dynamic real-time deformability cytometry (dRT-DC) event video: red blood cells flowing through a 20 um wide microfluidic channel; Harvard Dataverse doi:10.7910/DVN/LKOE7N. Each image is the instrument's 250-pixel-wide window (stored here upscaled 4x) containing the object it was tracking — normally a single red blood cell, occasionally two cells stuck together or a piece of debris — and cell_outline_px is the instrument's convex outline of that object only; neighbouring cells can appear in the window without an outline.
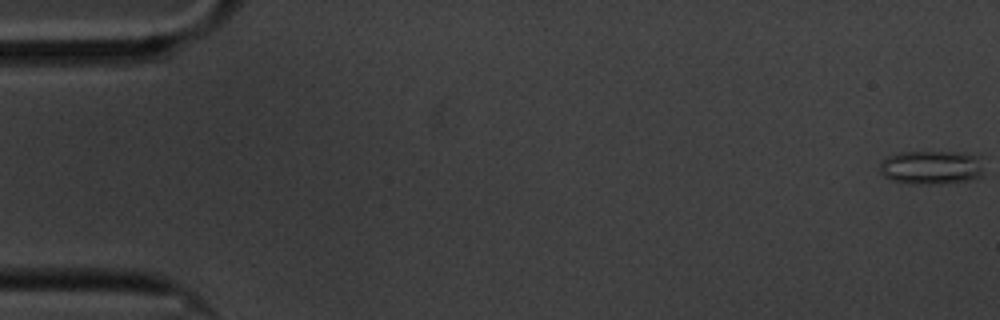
{"species": "common noctule bat (a hibernating species)", "species_latin": "Nyctalus noctula", "temperature_condition": "cold", "stored_images_in_passage": 60, "camera_frame_rate_fps": 3000, "um_per_image_px": 0.085, "animal": {"sex": "male", "body_mass_g": 20.1, "forearm_length_mm": 53.5}, "frame": {"image": 1, "passage_image": 1, "time_ms": 0.0, "image_size_px": [1000, 320], "cell_outline_px": [[984, 172], [980, 176], [968, 180], [940, 184], [908, 184], [892, 180], [884, 176], [880, 172], [880, 164], [888, 156], [900, 152], [968, 152], [980, 156]], "centroid_in_image_um": [79.2, 14.23], "position_along_channel_um": 5.8, "area_um2": 20.81}}
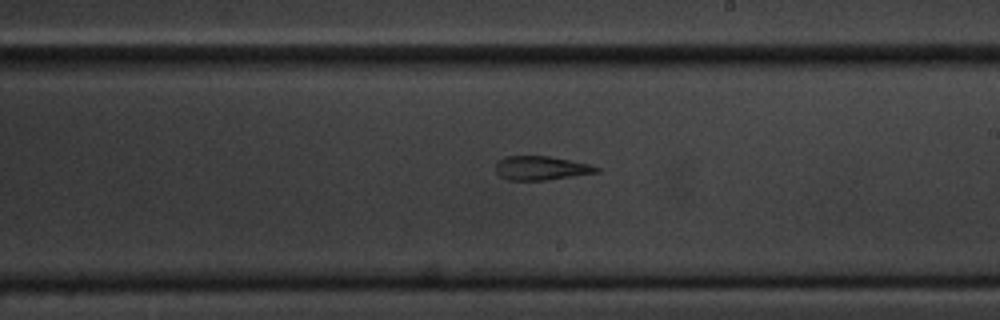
{"frame": {"image": 2, "passage_image": 35, "time_ms": 11.333, "image_size_px": [1000, 320], "cell_outline_px": [[600, 172], [544, 180], [508, 180], [500, 176], [496, 172], [496, 160], [504, 156], [548, 156], [592, 164], [600, 168]], "centroid_in_image_um": [45.98, 14.28], "position_along_channel_um": 243.0, "area_um2": 14.16}}
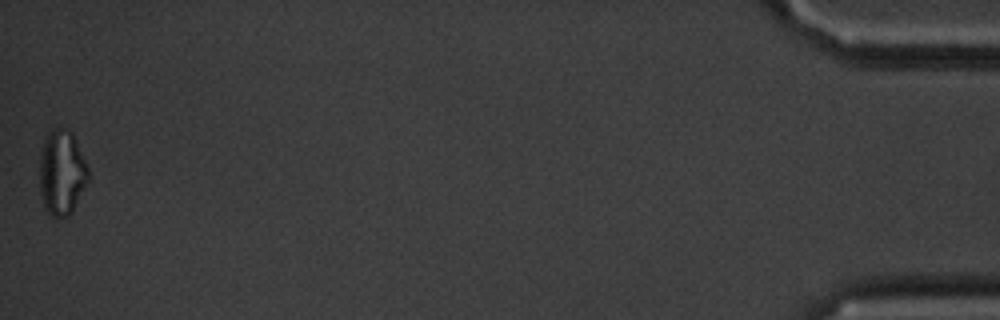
{"frame": {"image": 3, "passage_image": 60, "time_ms": 19.667, "image_size_px": [1000, 320], "cell_outline_px": [[88, 180], [72, 212], [68, 216], [52, 216], [44, 208], [40, 192], [40, 156], [44, 140], [56, 128], [68, 128], [72, 132], [88, 168]], "centroid_in_image_um": [5.25, 14.69], "position_along_channel_um": 430.0, "area_um2": 23.76}, "authors_computed_cell_mechanics": {"area_um2": 16.8776, "velocity_mm_per_s": 3.3765, "shape_relaxation_time_tau1_ms": null, "shape_relaxation_time_tau2_ms": 3.0441, "deformation_change_tau1": null, "deformation_change_tau2": 0.1296}}